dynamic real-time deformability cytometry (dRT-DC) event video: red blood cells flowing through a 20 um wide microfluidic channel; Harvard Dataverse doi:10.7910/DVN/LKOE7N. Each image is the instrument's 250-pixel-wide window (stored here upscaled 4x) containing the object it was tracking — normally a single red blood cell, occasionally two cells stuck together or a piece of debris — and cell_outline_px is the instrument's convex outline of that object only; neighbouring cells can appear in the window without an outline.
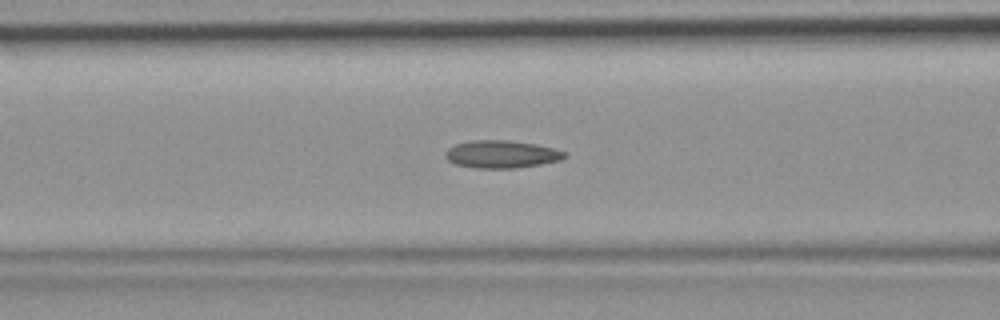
{"species": "common noctule bat (a hibernating species)", "species_latin": "Nyctalus noctula", "temperature_condition": "room temperature", "stored_images_in_passage": 46, "camera_frame_rate_fps": 3000, "um_per_image_px": 0.085, "animal": {"sex": "female", "body_mass_g": 19.9}, "frame": {"image": 1, "passage_image": 18, "time_ms": 5.667, "image_size_px": [1000, 320], "cell_outline_px": [[568, 156], [560, 160], [540, 164], [512, 168], [476, 168], [456, 164], [448, 160], [444, 156], [444, 152], [448, 148], [456, 144], [472, 140], [508, 140], [536, 144], [552, 148], [564, 152]], "centroid_in_image_um": [42.6, 13.1], "position_along_channel_um": 124.0, "area_um2": 19.07}}
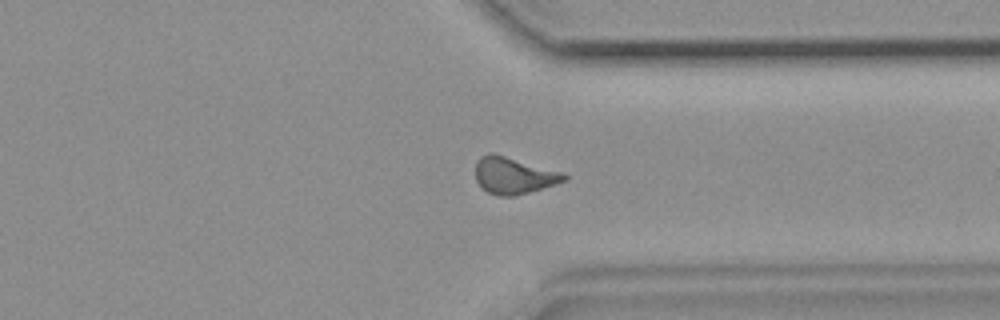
{"frame": {"image": 2, "passage_image": 35, "time_ms": 11.333, "image_size_px": [1000, 320], "cell_outline_px": [[568, 176], [564, 180], [556, 184], [516, 196], [500, 196], [488, 192], [476, 180], [476, 160], [480, 156], [488, 152], [492, 152], [564, 172]], "centroid_in_image_um": [43.66, 14.9], "position_along_channel_um": 367.7, "area_um2": 19.02}}
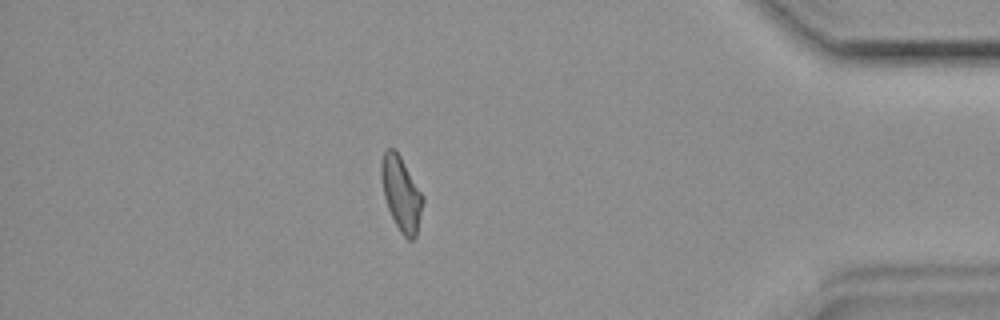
{"frame": {"image": 3, "passage_image": 40, "time_ms": 13.0, "image_size_px": [1000, 320], "cell_outline_px": [[424, 200], [416, 236], [412, 240], [408, 240], [400, 232], [388, 208], [384, 196], [380, 176], [380, 164], [384, 152], [388, 148], [396, 148], [424, 196]], "centroid_in_image_um": [34.1, 16.43], "position_along_channel_um": 401.1, "area_um2": 18.09}}